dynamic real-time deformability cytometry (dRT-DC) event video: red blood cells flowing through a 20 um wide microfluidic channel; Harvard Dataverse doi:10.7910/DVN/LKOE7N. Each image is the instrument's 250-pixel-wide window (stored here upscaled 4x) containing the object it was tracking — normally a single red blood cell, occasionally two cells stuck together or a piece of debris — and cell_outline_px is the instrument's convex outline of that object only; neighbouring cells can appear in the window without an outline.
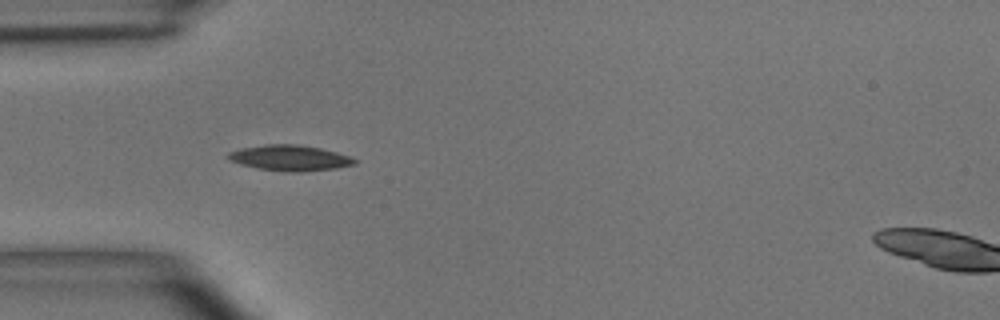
{"species": "common noctule bat (a hibernating species)", "species_latin": "Nyctalus noctula", "temperature_condition": "room temperature", "stored_images_in_passage": 5, "camera_frame_rate_fps": 3000, "um_per_image_px": 0.085, "animal": {"sex": "male", "body_mass_g": 15.6}, "frame": {"image": 1, "passage_image": 4, "time_ms": 3.333, "image_size_px": [1000, 320], "cell_outline_px": [[356, 164], [336, 168], [300, 172], [284, 172], [256, 168], [240, 164], [228, 160], [224, 156], [228, 152], [240, 148], [268, 144], [296, 144], [320, 148], [336, 152], [348, 156], [356, 160]], "centroid_in_image_um": [24.57, 13.43], "position_along_channel_um": 60.4, "area_um2": 19.02}}
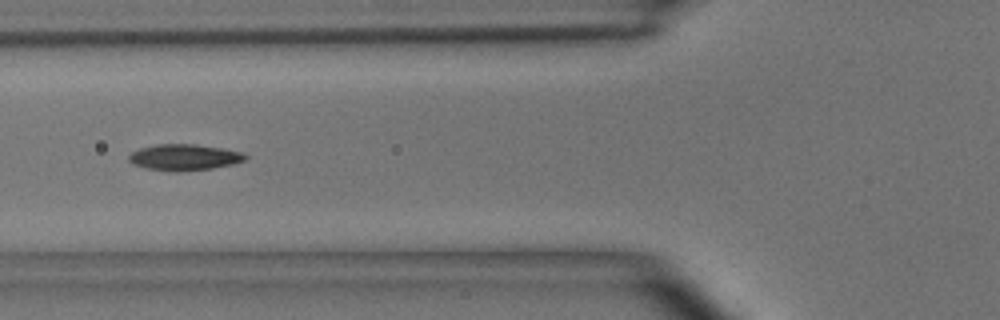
{"frame": {"image": 2, "passage_image": 5, "time_ms": 4.667, "image_size_px": [1000, 320], "cell_outline_px": [[248, 156], [244, 160], [232, 164], [212, 168], [180, 172], [172, 172], [144, 168], [132, 164], [128, 160], [128, 156], [132, 152], [140, 148], [160, 144], [196, 144], [244, 152]], "centroid_in_image_um": [15.64, 13.38], "position_along_channel_um": 110.2, "area_um2": 17.86}}